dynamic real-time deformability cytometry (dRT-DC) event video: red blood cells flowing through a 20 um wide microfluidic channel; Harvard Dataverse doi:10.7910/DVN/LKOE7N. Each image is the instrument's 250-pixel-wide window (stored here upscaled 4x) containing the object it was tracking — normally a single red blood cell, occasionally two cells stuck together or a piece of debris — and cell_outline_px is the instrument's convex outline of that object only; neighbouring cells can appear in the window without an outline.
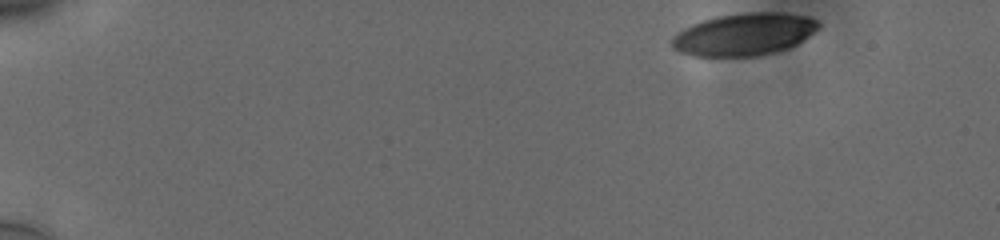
{"species": "human", "species_latin": "Homo sapiens", "temperature_condition": "cold", "stored_images_in_passage": 50, "camera_frame_rate_fps": 3000, "um_per_image_px": 0.085, "donor": {"sex": "male"}, "frame": {"image": 1, "passage_image": 1, "time_ms": 0.0, "image_size_px": [1000, 240], "cell_outline_px": [[820, 28], [796, 44], [788, 48], [756, 56], [692, 56], [680, 52], [672, 48], [672, 36], [676, 32], [692, 24], [716, 16], [744, 12], [780, 12], [808, 16], [816, 20], [820, 24]], "centroid_in_image_um": [63.23, 2.91], "position_along_channel_um": 21.8, "area_um2": 36.24}}
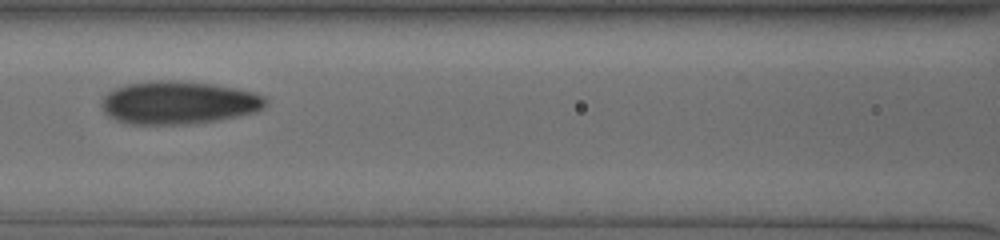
{"frame": {"image": 2, "passage_image": 22, "time_ms": 7.0, "image_size_px": [1000, 240], "cell_outline_px": [[268, 104], [264, 108], [256, 112], [216, 120], [188, 124], [132, 124], [116, 120], [108, 116], [104, 112], [100, 104], [104, 96], [112, 88], [128, 84], [152, 80], [180, 80], [212, 84], [236, 88], [256, 92], [264, 96], [268, 100]], "centroid_in_image_um": [15.18, 8.71], "position_along_channel_um": 151.4, "area_um2": 41.44}}
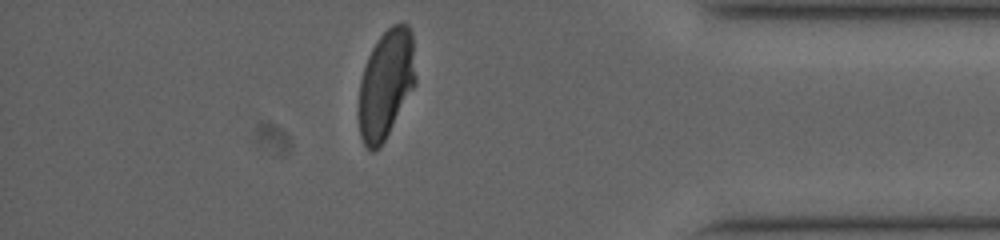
{"frame": {"image": 3, "passage_image": 44, "time_ms": 14.333, "image_size_px": [1000, 240], "cell_outline_px": [[416, 84], [380, 148], [372, 152], [368, 152], [360, 136], [356, 112], [360, 80], [368, 56], [376, 40], [392, 24], [400, 20], [408, 24], [412, 32], [416, 76]], "centroid_in_image_um": [32.78, 7.16], "position_along_channel_um": 402.4, "area_um2": 37.05}, "authors_computed_cell_mechanics": {"area_um2": 38.3214, "velocity_mm_per_s": 3.7599, "shape_relaxation_time_tau1_ms": 7.0526, "shape_relaxation_time_tau2_ms": 1.1736, "deformation_change_tau1": 0.1817, "deformation_change_tau2": 0.0672}}